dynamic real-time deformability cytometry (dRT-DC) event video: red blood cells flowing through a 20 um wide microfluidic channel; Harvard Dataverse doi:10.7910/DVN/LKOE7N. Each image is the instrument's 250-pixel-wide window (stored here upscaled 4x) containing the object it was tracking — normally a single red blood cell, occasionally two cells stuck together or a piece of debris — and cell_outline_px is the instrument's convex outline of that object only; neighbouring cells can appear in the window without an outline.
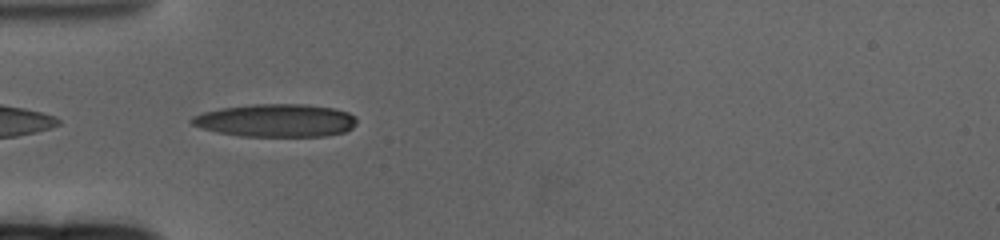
{"species": "human", "species_latin": "Homo sapiens", "temperature_condition": "cold", "stored_images_in_passage": 44, "camera_frame_rate_fps": 3000, "um_per_image_px": 0.085, "donor": {"sex": "female"}, "frame": {"image": 1, "passage_image": 2, "time_ms": 0.333, "image_size_px": [1000, 240], "cell_outline_px": [[356, 124], [352, 128], [344, 132], [324, 136], [240, 136], [216, 132], [200, 128], [192, 124], [188, 120], [192, 116], [204, 112], [220, 108], [252, 104], [304, 104], [336, 108], [348, 112], [356, 116]], "centroid_in_image_um": [23.44, 10.23], "position_along_channel_um": 61.6, "area_um2": 31.91}}
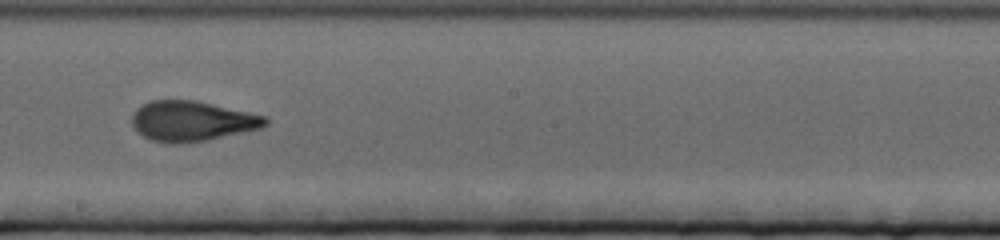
{"frame": {"image": 2, "passage_image": 18, "time_ms": 5.667, "image_size_px": [1000, 240], "cell_outline_px": [[268, 124], [260, 128], [208, 140], [180, 144], [172, 144], [152, 140], [136, 132], [132, 124], [132, 116], [136, 108], [152, 100], [196, 100], [264, 116], [268, 120]], "centroid_in_image_um": [16.28, 10.3], "position_along_channel_um": 231.9, "area_um2": 31.1}}
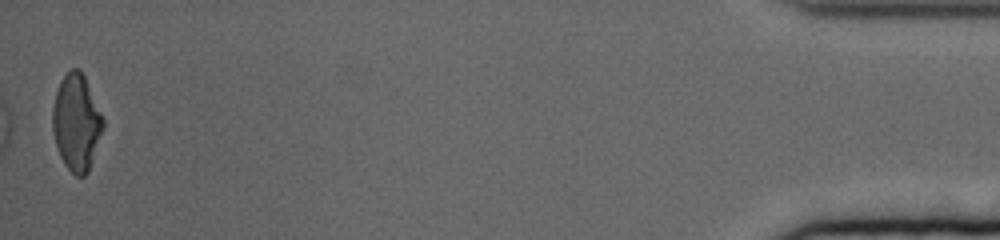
{"frame": {"image": 3, "passage_image": 44, "time_ms": 14.333, "image_size_px": [1000, 240], "cell_outline_px": [[104, 128], [88, 172], [84, 176], [76, 176], [64, 164], [60, 156], [56, 144], [52, 128], [52, 108], [56, 92], [60, 80], [72, 68], [76, 68], [84, 76], [104, 120]], "centroid_in_image_um": [6.49, 10.43], "position_along_channel_um": 428.7, "area_um2": 28.09}, "authors_computed_cell_mechanics": {"area_um2": 30.2294, "velocity_mm_per_s": 3.2618, "shape_relaxation_time_tau1_ms": 5.0927, "shape_relaxation_time_tau2_ms": 1.4168, "deformation_change_tau1": 0.2092, "deformation_change_tau2": 0.0877}}